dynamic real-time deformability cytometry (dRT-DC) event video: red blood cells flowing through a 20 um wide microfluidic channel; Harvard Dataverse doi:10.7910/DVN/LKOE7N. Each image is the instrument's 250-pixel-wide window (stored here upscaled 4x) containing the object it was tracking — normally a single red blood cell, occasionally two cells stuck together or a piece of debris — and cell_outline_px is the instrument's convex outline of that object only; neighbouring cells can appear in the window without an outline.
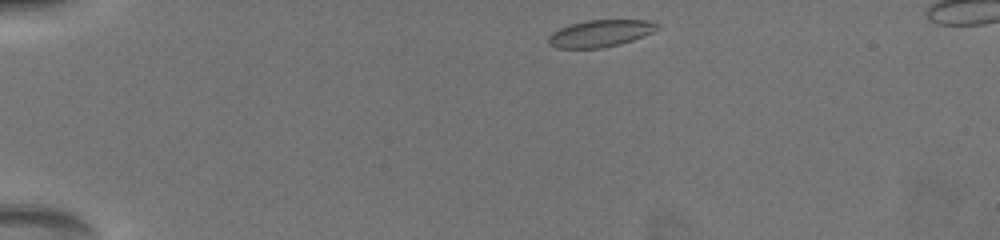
{"species": "common noctule bat (a hibernating species)", "species_latin": "Nyctalus noctula", "temperature_condition": "warm", "stored_images_in_passage": 79, "camera_frame_rate_fps": 3000, "um_per_image_px": 0.085, "animal": {"sex": "female", "body_mass_g": 19.5, "forearm_length_mm": 54.1}, "frame": {"image": 1, "passage_image": 1, "time_ms": 0.0, "image_size_px": [1000, 240], "cell_outline_px": [[660, 28], [652, 32], [632, 40], [620, 44], [604, 48], [556, 48], [548, 44], [548, 36], [552, 32], [560, 28], [584, 20], [648, 20], [660, 24]], "centroid_in_image_um": [51.02, 2.84], "position_along_channel_um": 34.0, "area_um2": 17.17}}
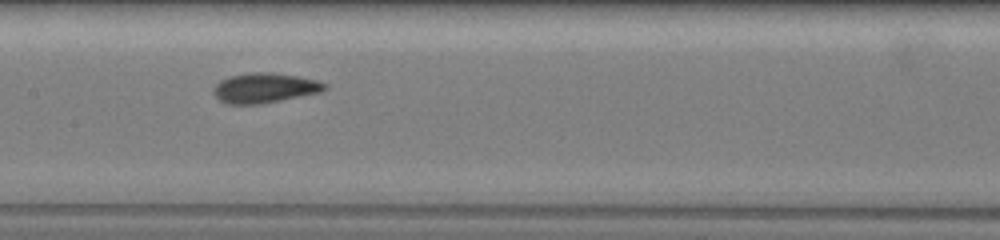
{"frame": {"image": 2, "passage_image": 45, "time_ms": 6.0, "image_size_px": [1000, 240], "cell_outline_px": [[328, 88], [320, 92], [260, 104], [228, 104], [220, 100], [212, 92], [212, 88], [220, 80], [228, 76], [248, 72], [272, 72], [300, 76], [316, 80], [328, 84]], "centroid_in_image_um": [22.48, 7.46], "position_along_channel_um": 184.9, "area_um2": 19.54}}
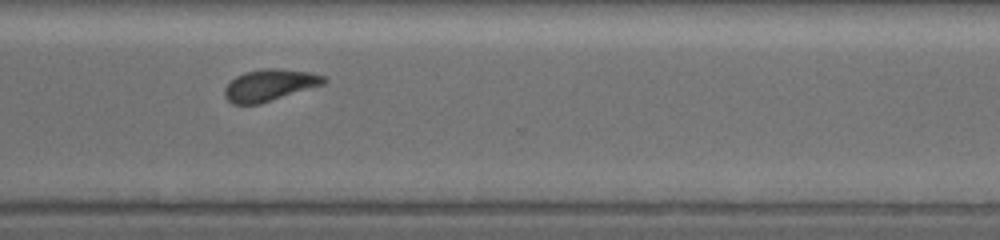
{"frame": {"image": 3, "passage_image": 78, "time_ms": 10.333, "image_size_px": [1000, 240], "cell_outline_px": [[328, 80], [324, 84], [260, 104], [232, 104], [228, 100], [224, 92], [224, 88], [236, 76], [244, 72], [264, 68], [276, 68], [312, 72], [324, 76]], "centroid_in_image_um": [22.94, 7.23], "position_along_channel_um": 347.7, "area_um2": 18.32}}